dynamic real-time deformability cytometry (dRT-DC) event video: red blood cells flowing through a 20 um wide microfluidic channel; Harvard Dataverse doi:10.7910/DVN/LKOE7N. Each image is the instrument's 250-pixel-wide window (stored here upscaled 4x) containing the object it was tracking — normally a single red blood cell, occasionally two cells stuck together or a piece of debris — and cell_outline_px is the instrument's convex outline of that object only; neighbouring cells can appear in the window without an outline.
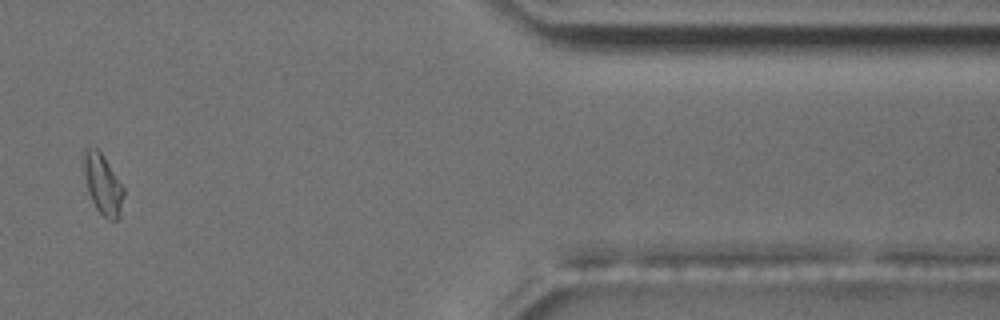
{"species": "common noctule bat (a hibernating species)", "species_latin": "Nyctalus noctula", "temperature_condition": "room temperature", "stored_images_in_passage": 17, "camera_frame_rate_fps": 3000, "um_per_image_px": 0.085, "animal": {"sex": "male", "body_mass_g": 17.5, "forearm_length_mm": 52.3}, "frame": {"image": 1, "passage_image": 15, "time_ms": 16.333, "image_size_px": [1000, 320], "cell_outline_px": [[124, 196], [120, 216], [116, 220], [108, 220], [96, 208], [88, 192], [84, 176], [84, 148], [88, 144], [96, 148], [104, 156], [124, 188]], "centroid_in_image_um": [8.74, 15.64], "position_along_channel_um": 402.7, "area_um2": 14.1}}